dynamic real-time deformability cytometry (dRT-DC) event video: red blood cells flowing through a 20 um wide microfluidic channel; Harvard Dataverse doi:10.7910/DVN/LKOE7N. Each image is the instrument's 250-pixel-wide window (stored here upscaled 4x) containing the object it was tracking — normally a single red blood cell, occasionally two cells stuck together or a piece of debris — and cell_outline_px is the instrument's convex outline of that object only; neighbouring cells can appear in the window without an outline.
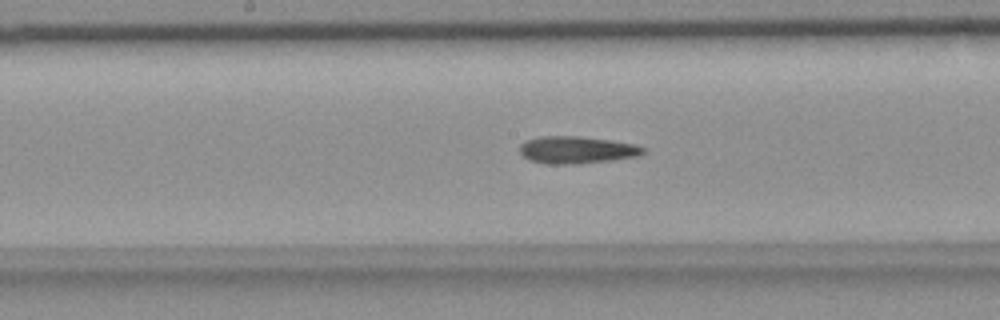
{"species": "common noctule bat (a hibernating species)", "species_latin": "Nyctalus noctula", "temperature_condition": "room temperature", "stored_images_in_passage": 40, "camera_frame_rate_fps": 3000, "um_per_image_px": 0.085, "animal": {"sex": "female", "body_mass_g": 18.4}, "frame": {"image": 1, "passage_image": 19, "time_ms": 6.0, "image_size_px": [1000, 320], "cell_outline_px": [[644, 152], [640, 156], [612, 160], [576, 164], [548, 164], [532, 160], [524, 156], [520, 152], [520, 144], [524, 140], [540, 136], [580, 136], [636, 144], [644, 148]], "centroid_in_image_um": [49.02, 12.74], "position_along_channel_um": 199.2, "area_um2": 19.59}}
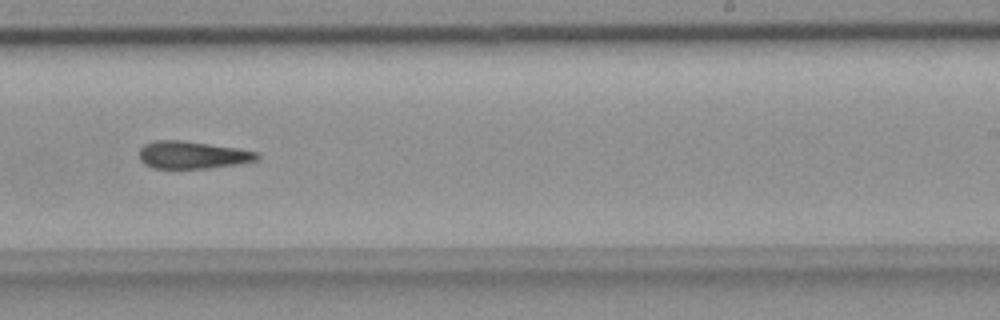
{"frame": {"image": 2, "passage_image": 25, "time_ms": 8.0, "image_size_px": [1000, 320], "cell_outline_px": [[260, 156], [256, 160], [236, 164], [208, 168], [152, 168], [144, 164], [140, 160], [140, 148], [144, 144], [152, 140], [184, 140], [236, 148], [256, 152]], "centroid_in_image_um": [16.3, 13.16], "position_along_channel_um": 272.7, "area_um2": 18.79}}
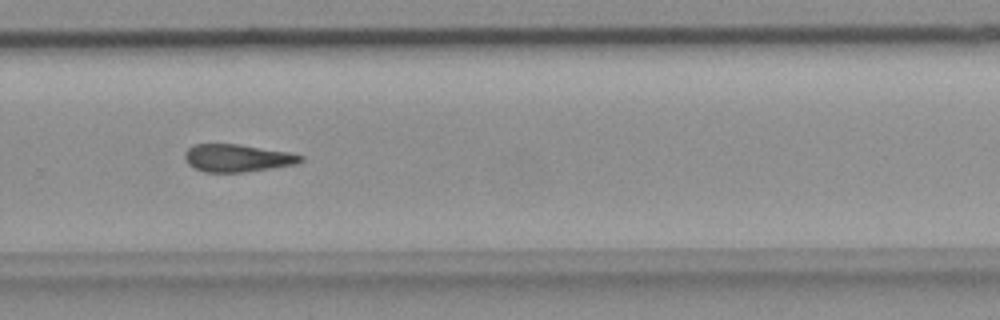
{"frame": {"image": 3, "passage_image": 28, "time_ms": 9.0, "image_size_px": [1000, 320], "cell_outline_px": [[304, 160], [296, 164], [244, 172], [204, 172], [188, 164], [184, 156], [184, 152], [188, 148], [196, 144], [240, 144], [288, 152], [304, 156]], "centroid_in_image_um": [20.17, 13.43], "position_along_channel_um": 309.6, "area_um2": 18.55}}